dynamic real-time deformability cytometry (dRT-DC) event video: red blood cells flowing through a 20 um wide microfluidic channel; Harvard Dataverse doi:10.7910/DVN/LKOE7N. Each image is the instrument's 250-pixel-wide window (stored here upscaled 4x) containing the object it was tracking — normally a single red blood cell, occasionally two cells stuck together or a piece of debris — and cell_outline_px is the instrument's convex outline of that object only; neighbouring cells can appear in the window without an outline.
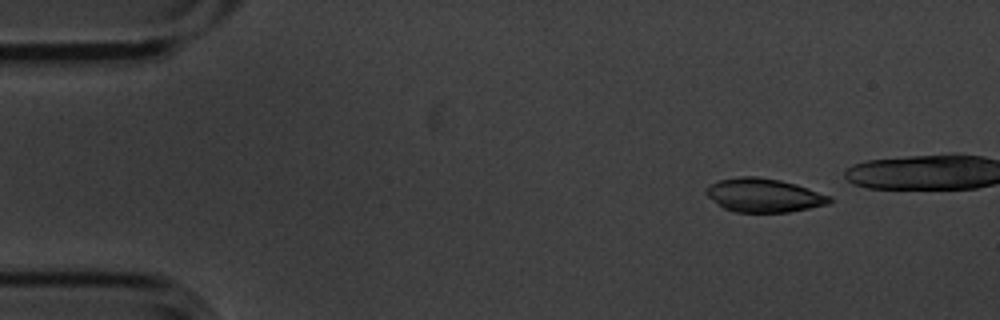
{"species": "common noctule bat (a hibernating species)", "species_latin": "Nyctalus noctula", "temperature_condition": "cold", "stored_images_in_passage": 5, "camera_frame_rate_fps": 3000, "um_per_image_px": 0.085, "animal": {"sex": "male", "body_mass_g": 20.1, "forearm_length_mm": 53.5}, "frame": {"image": 1, "passage_image": 2, "time_ms": 0.333, "image_size_px": [1000, 320], "cell_outline_px": [[832, 200], [828, 204], [788, 212], [736, 212], [724, 208], [708, 196], [704, 192], [704, 188], [708, 184], [720, 180], [740, 176], [756, 176], [780, 180], [796, 184], [832, 196]], "centroid_in_image_um": [64.91, 16.59], "position_along_channel_um": 20.1, "area_um2": 24.22}}